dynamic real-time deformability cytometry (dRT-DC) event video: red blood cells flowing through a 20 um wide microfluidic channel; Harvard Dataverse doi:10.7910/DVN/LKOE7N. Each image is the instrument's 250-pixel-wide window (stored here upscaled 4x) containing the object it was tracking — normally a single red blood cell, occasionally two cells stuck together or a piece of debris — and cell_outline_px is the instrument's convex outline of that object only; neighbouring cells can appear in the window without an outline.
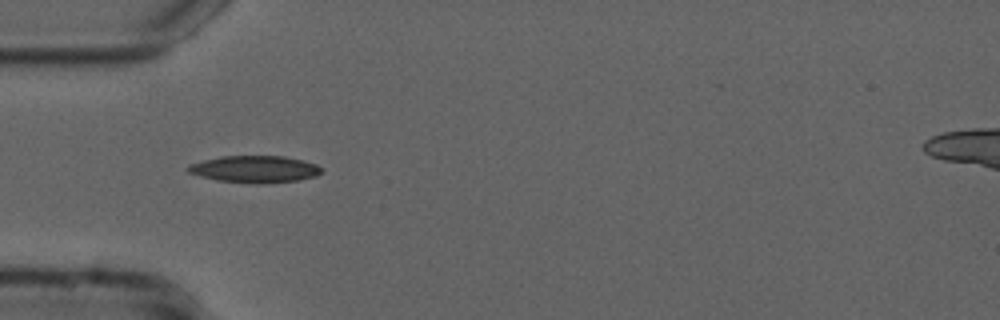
{"species": "common noctule bat (a hibernating species)", "species_latin": "Nyctalus noctula", "temperature_condition": "cold", "stored_images_in_passage": 40, "camera_frame_rate_fps": 3000, "um_per_image_px": 0.085, "animal": {"sex": "male", "forearm_length_mm": 52.5}, "frame": {"image": 1, "passage_image": 4, "time_ms": 1.0, "image_size_px": [1000, 320], "cell_outline_px": [[324, 168], [316, 176], [300, 180], [264, 184], [256, 184], [216, 180], [200, 176], [188, 172], [184, 168], [188, 164], [220, 156], [284, 156], [304, 160], [316, 164]], "centroid_in_image_um": [21.65, 14.38], "position_along_channel_um": 63.3, "area_um2": 21.27}}
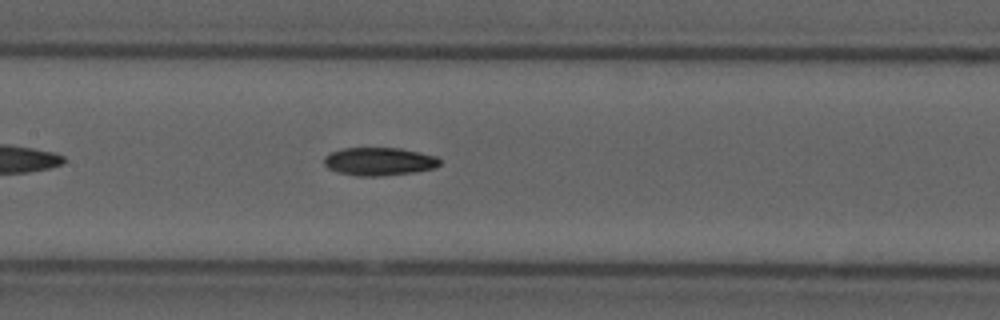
{"frame": {"image": 2, "passage_image": 13, "time_ms": 4.0, "image_size_px": [1000, 320], "cell_outline_px": [[440, 164], [436, 168], [416, 172], [380, 176], [356, 176], [336, 172], [328, 168], [324, 164], [324, 156], [332, 152], [344, 148], [400, 148], [420, 152], [436, 156], [440, 160]], "centroid_in_image_um": [32.24, 13.73], "position_along_channel_um": 175.2, "area_um2": 19.07}}
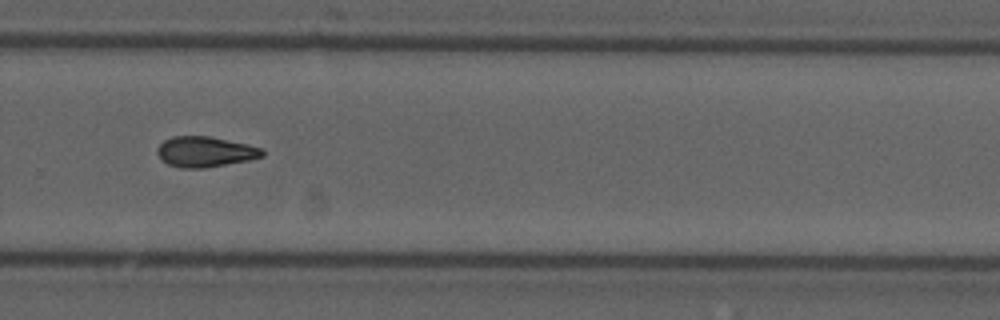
{"frame": {"image": 3, "passage_image": 24, "time_ms": 7.667, "image_size_px": [1000, 320], "cell_outline_px": [[264, 156], [252, 160], [204, 168], [180, 168], [168, 164], [160, 160], [156, 152], [156, 148], [164, 140], [172, 136], [208, 136], [248, 144], [264, 148]], "centroid_in_image_um": [17.44, 12.91], "position_along_channel_um": 312.4, "area_um2": 18.96}, "authors_computed_cell_mechanics": {"area_um2": 18.5249, "velocity_mm_per_s": 3.7538, "shape_relaxation_time_tau1_ms": 7.3011, "shape_relaxation_time_tau2_ms": null, "deformation_change_tau1": 0.1788, "deformation_change_tau2": null}}